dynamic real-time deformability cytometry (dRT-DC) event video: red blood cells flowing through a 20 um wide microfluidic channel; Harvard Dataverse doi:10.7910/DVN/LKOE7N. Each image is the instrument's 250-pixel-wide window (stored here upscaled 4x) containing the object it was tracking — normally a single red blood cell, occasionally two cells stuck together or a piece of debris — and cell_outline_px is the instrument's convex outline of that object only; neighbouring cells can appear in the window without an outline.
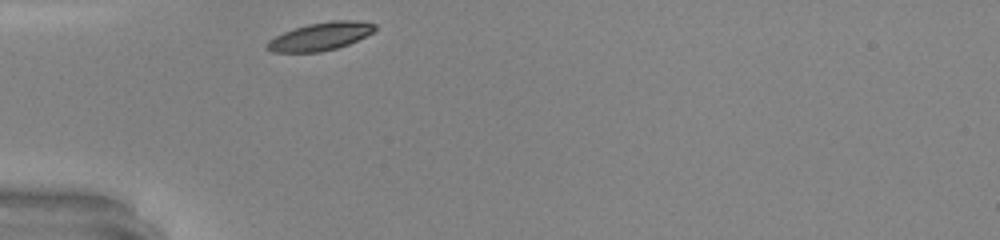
{"species": "common noctule bat (a hibernating species)", "species_latin": "Nyctalus noctula", "temperature_condition": "warm", "stored_images_in_passage": 24, "camera_frame_rate_fps": 3000, "um_per_image_px": 0.085, "animal": {"sex": "male", "body_mass_g": 20.0, "forearm_length_mm": 53.3}, "frame": {"image": 1, "passage_image": 1, "time_ms": 0.0, "image_size_px": [1000, 240], "cell_outline_px": [[376, 28], [372, 32], [348, 44], [336, 48], [320, 52], [272, 52], [264, 48], [264, 44], [268, 40], [284, 32], [308, 24], [332, 20], [356, 20], [376, 24]], "centroid_in_image_um": [27.18, 3.1], "position_along_channel_um": 57.8, "area_um2": 17.46}}
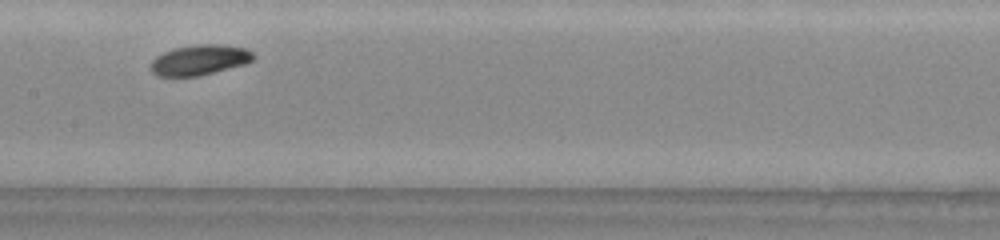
{"frame": {"image": 2, "passage_image": 11, "time_ms": 3.333, "image_size_px": [1000, 240], "cell_outline_px": [[256, 56], [252, 60], [244, 64], [200, 76], [160, 76], [152, 72], [152, 60], [156, 56], [164, 52], [176, 48], [196, 44], [220, 44], [244, 48], [252, 52]], "centroid_in_image_um": [16.98, 5.09], "position_along_channel_um": 190.4, "area_um2": 17.92}}
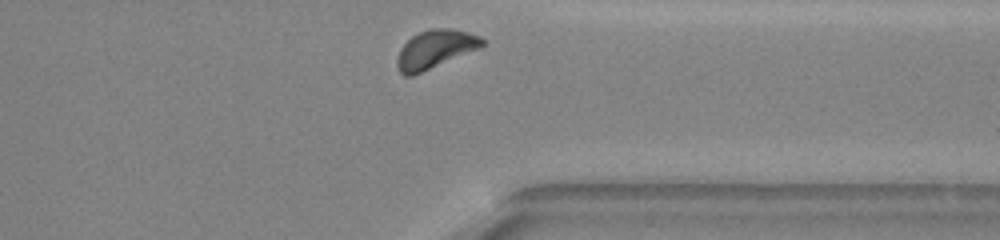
{"frame": {"image": 3, "passage_image": 24, "time_ms": 7.667, "image_size_px": [1000, 240], "cell_outline_px": [[484, 44], [480, 48], [412, 76], [404, 76], [400, 72], [396, 64], [396, 60], [400, 48], [412, 36], [420, 32], [432, 28], [452, 28], [468, 32], [480, 36], [484, 40]], "centroid_in_image_um": [36.98, 4.18], "position_along_channel_um": 374.4, "area_um2": 18.96}, "authors_computed_cell_mechanics": {"area_um2": 17.6868, "velocity_mm_per_s": 4.2636, "shape_relaxation_time_tau1_ms": 2.088, "shape_relaxation_time_tau2_ms": null, "deformation_change_tau1": 0.0816, "deformation_change_tau2": null}}